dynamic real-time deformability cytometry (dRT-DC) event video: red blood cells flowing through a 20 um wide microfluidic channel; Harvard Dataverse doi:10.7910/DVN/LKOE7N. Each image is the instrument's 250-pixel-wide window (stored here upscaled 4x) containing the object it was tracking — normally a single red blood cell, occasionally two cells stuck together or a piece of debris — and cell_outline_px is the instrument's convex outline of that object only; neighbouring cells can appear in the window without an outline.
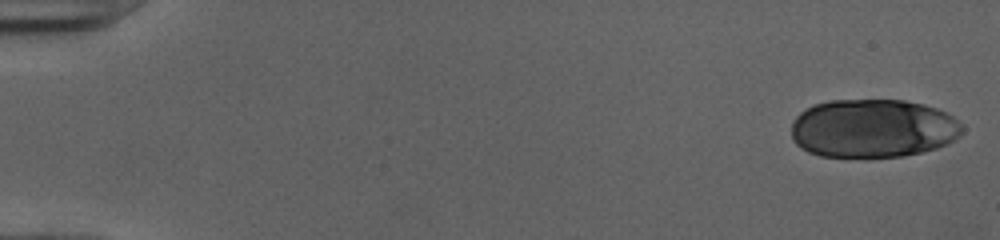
{"species": "human", "species_latin": "Homo sapiens", "temperature_condition": "cold", "stored_images_in_passage": 50, "camera_frame_rate_fps": 3000, "um_per_image_px": 0.085, "donor": {"sex": "female"}, "frame": {"image": 1, "passage_image": 1, "time_ms": 0.0, "image_size_px": [1000, 240], "cell_outline_px": [[964, 132], [956, 140], [948, 144], [936, 148], [920, 152], [900, 156], [820, 156], [808, 152], [800, 148], [792, 140], [792, 120], [800, 112], [812, 104], [828, 100], [904, 100], [924, 104], [948, 112], [964, 124]], "centroid_in_image_um": [74.23, 10.89], "position_along_channel_um": 10.8, "area_um2": 58.96}}
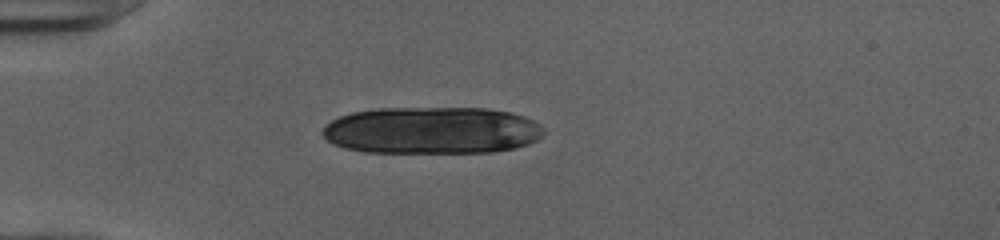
{"frame": {"image": 2, "passage_image": 14, "time_ms": 4.333, "image_size_px": [1000, 240], "cell_outline_px": [[544, 132], [536, 140], [528, 144], [516, 148], [492, 152], [364, 152], [344, 148], [332, 144], [320, 132], [332, 120], [340, 116], [352, 112], [376, 108], [488, 108], [508, 112], [524, 116], [540, 124], [544, 128]], "centroid_in_image_um": [36.7, 11.08], "position_along_channel_um": 48.3, "area_um2": 60.92}}
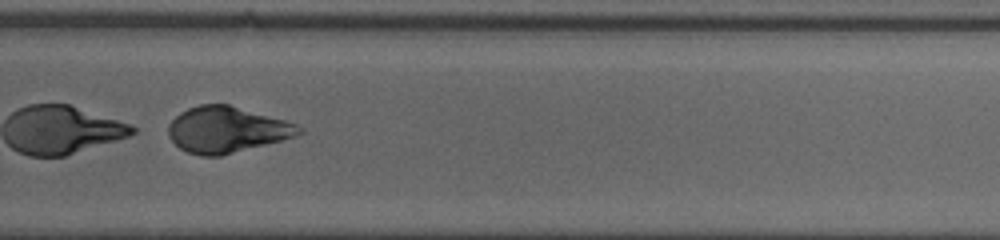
{"frame": {"image": 3, "passage_image": 36, "time_ms": 11.667, "image_size_px": [1000, 240], "cell_outline_px": [[304, 132], [280, 140], [220, 156], [200, 156], [188, 152], [180, 148], [168, 136], [168, 124], [180, 112], [188, 108], [200, 104], [228, 104], [284, 120], [296, 124], [304, 128]], "centroid_in_image_um": [19.23, 11.01], "position_along_channel_um": 310.6, "area_um2": 34.62}}